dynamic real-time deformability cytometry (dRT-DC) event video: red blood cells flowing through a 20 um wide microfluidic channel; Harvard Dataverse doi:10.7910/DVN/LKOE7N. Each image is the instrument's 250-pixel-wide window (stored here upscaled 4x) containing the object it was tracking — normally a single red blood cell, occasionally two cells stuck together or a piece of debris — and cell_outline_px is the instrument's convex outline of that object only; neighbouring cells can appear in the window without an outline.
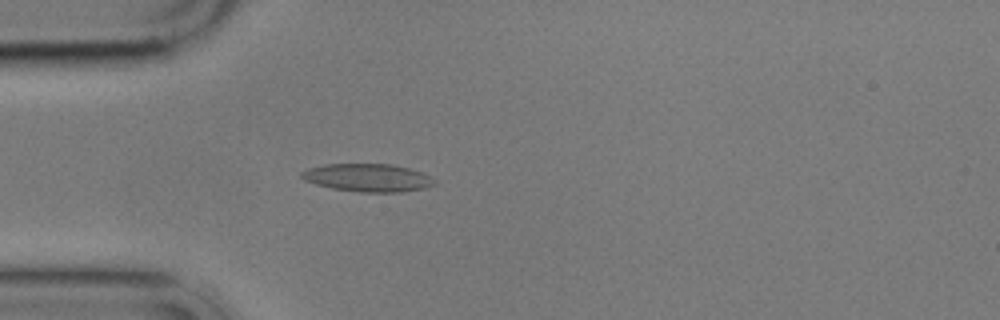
{"species": "common noctule bat (a hibernating species)", "species_latin": "Nyctalus noctula", "temperature_condition": "cold", "stored_images_in_passage": 5, "camera_frame_rate_fps": 3000, "um_per_image_px": 0.085, "animal": {"sex": "male", "body_mass_g": 17.9}, "frame": {"image": 1, "passage_image": 5, "time_ms": 4.667, "image_size_px": [1000, 320], "cell_outline_px": [[436, 184], [424, 188], [404, 192], [360, 192], [332, 188], [316, 184], [304, 180], [300, 176], [300, 172], [308, 168], [324, 164], [392, 164], [424, 172], [436, 180]], "centroid_in_image_um": [31.28, 15.1], "position_along_channel_um": 53.7, "area_um2": 21.79}}